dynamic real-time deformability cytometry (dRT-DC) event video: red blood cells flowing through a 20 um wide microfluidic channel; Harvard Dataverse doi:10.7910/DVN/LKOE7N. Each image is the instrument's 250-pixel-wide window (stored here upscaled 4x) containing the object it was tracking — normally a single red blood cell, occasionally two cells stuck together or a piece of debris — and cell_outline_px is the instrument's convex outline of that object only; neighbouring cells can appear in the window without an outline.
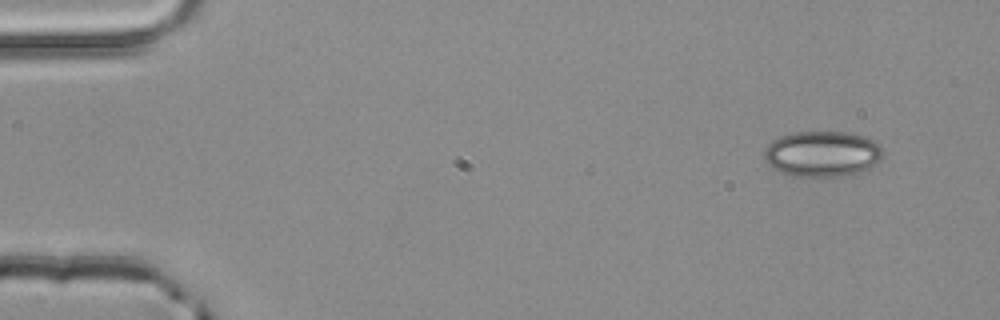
{"species": "common noctule bat (a hibernating species)", "species_latin": "Nyctalus noctula", "temperature_condition": "room temperature", "stored_images_in_passage": 5, "camera_frame_rate_fps": 3000, "um_per_image_px": 0.085, "animal": {"sex": "male", "body_mass_g": 20.4}, "frame": {"image": 1, "passage_image": 1, "time_ms": 0.0, "image_size_px": [1000, 320], "cell_outline_px": [[884, 152], [880, 160], [876, 164], [860, 172], [844, 176], [796, 176], [780, 172], [772, 168], [764, 160], [764, 148], [772, 140], [780, 136], [796, 132], [848, 132], [864, 136], [880, 144]], "centroid_in_image_um": [69.89, 13.07], "position_along_channel_um": 15.1, "area_um2": 31.85}}
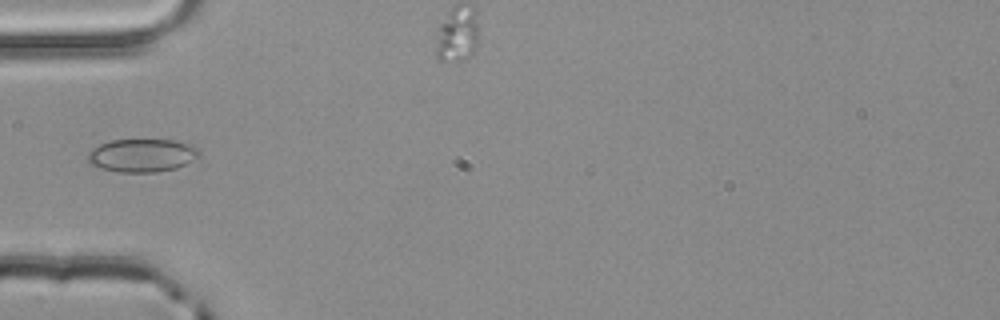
{"frame": {"image": 2, "passage_image": 4, "time_ms": 1.0, "image_size_px": [1000, 320], "cell_outline_px": [[200, 156], [176, 168], [156, 172], [120, 172], [100, 168], [92, 164], [88, 160], [88, 152], [92, 148], [108, 140], [176, 140], [188, 144], [196, 148], [200, 152]], "centroid_in_image_um": [12.05, 13.2], "position_along_channel_um": 72.9, "area_um2": 21.39}}